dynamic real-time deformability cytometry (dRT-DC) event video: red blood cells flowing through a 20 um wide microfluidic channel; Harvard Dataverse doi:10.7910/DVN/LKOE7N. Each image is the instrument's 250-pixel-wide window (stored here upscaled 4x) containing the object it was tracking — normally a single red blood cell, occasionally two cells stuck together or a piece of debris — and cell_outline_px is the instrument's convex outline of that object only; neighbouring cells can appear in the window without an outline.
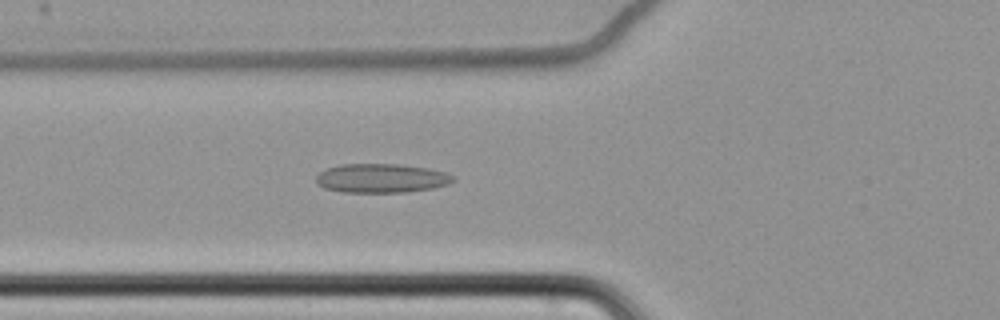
{"species": "common noctule bat (a hibernating species)", "species_latin": "Nyctalus noctula", "temperature_condition": "cold", "stored_images_in_passage": 62, "camera_frame_rate_fps": 3000, "um_per_image_px": 0.085, "animal": {"sex": "female", "body_mass_g": 22.7, "forearm_length_mm": 54.2}, "frame": {"image": 1, "passage_image": 26, "time_ms": 8.333, "image_size_px": [1000, 320], "cell_outline_px": [[456, 180], [448, 184], [432, 188], [408, 192], [344, 192], [324, 188], [316, 184], [316, 176], [320, 172], [328, 168], [340, 164], [400, 164], [428, 168], [444, 172], [456, 176]], "centroid_in_image_um": [32.43, 15.15], "position_along_channel_um": 93.4, "area_um2": 23.29}}
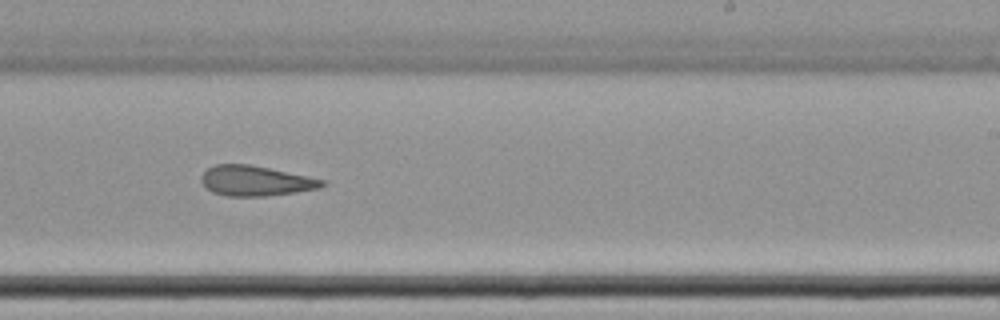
{"frame": {"image": 2, "passage_image": 41, "time_ms": 13.333, "image_size_px": [1000, 320], "cell_outline_px": [[328, 184], [320, 188], [264, 196], [228, 196], [212, 192], [200, 180], [200, 176], [208, 168], [216, 164], [248, 164], [268, 168], [324, 180]], "centroid_in_image_um": [21.7, 15.37], "position_along_channel_um": 267.3, "area_um2": 20.87}}
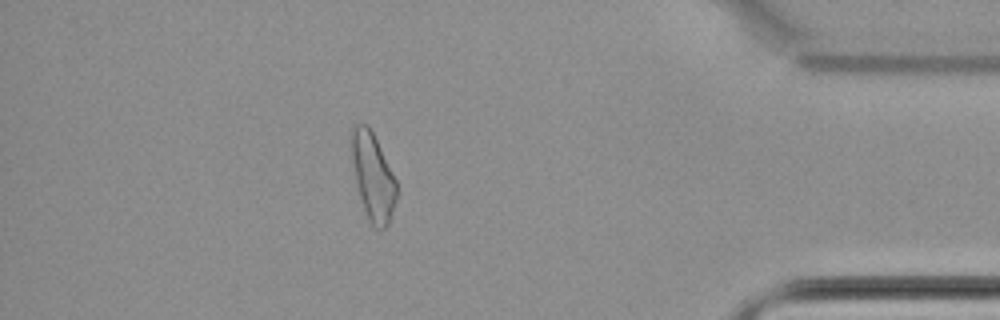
{"frame": {"image": 3, "passage_image": 56, "time_ms": 18.333, "image_size_px": [1000, 320], "cell_outline_px": [[396, 200], [388, 224], [380, 232], [368, 220], [356, 184], [348, 144], [348, 132], [352, 124], [368, 124], [396, 180]], "centroid_in_image_um": [31.63, 14.94], "position_along_channel_um": 403.6, "area_um2": 23.24}}